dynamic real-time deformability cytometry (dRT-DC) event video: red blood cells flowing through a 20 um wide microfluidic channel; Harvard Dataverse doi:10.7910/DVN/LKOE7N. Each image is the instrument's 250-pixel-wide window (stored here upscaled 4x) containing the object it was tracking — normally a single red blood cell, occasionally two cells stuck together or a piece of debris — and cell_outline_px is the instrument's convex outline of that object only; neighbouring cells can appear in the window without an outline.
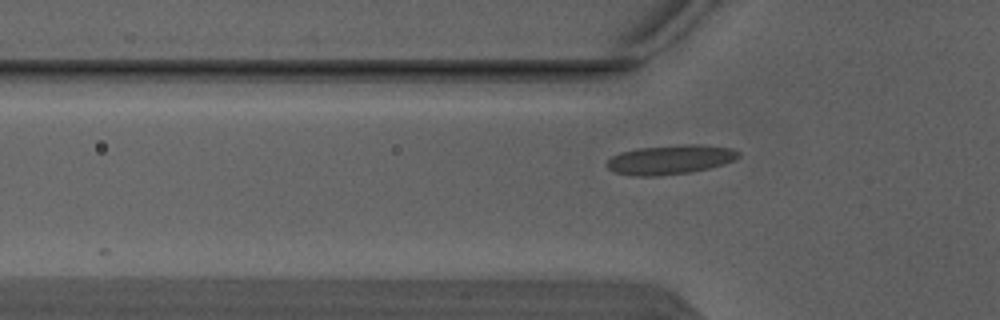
{"species": "Egyptian fruit bat (a non-hibernating species)", "species_latin": "Rousettus aegyptiacus", "temperature_condition": "warm", "stored_images_in_passage": 3, "camera_frame_rate_fps": 3000, "um_per_image_px": 0.085, "animal": {"sex": "male"}, "frame": {"image": 1, "passage_image": 3, "time_ms": 0.667, "image_size_px": [1000, 320], "cell_outline_px": [[740, 156], [724, 164], [708, 168], [688, 172], [656, 176], [636, 176], [616, 172], [608, 168], [604, 164], [612, 156], [620, 152], [636, 148], [684, 144], [700, 144], [732, 148], [740, 152]], "centroid_in_image_um": [56.96, 13.55], "position_along_channel_um": 68.8, "area_um2": 22.48}}